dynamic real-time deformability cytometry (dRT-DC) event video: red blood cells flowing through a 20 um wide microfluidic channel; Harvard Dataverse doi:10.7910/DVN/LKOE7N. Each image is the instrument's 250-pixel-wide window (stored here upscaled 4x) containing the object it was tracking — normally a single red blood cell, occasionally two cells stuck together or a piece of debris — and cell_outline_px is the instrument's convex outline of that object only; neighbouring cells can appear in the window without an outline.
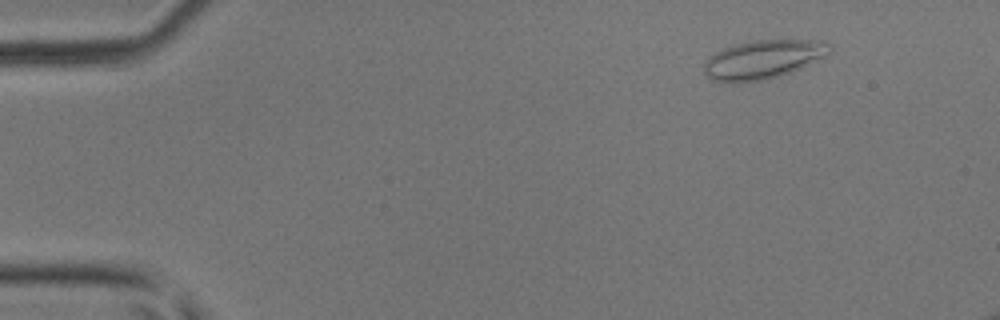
{"species": "common noctule bat (a hibernating species)", "species_latin": "Nyctalus noctula", "temperature_condition": "room temperature", "stored_images_in_passage": 47, "camera_frame_rate_fps": 3000, "um_per_image_px": 0.085, "animal": {"sex": "male", "body_mass_g": 17.9, "forearm_length_mm": 54.2}, "frame": {"image": 1, "passage_image": 6, "time_ms": 1.667, "image_size_px": [1000, 320], "cell_outline_px": [[832, 52], [824, 56], [780, 76], [764, 80], [732, 84], [712, 80], [704, 72], [704, 64], [708, 56], [720, 48], [752, 40], [820, 40], [832, 44]], "centroid_in_image_um": [64.81, 5.05], "position_along_channel_um": 20.2, "area_um2": 28.61}}
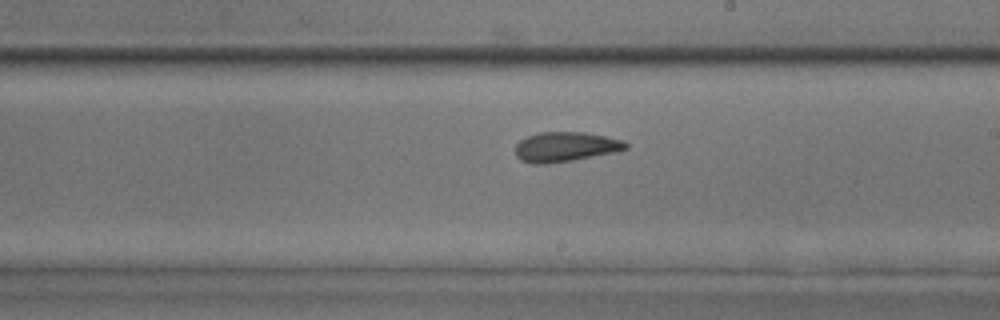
{"frame": {"image": 2, "passage_image": 28, "time_ms": 9.0, "image_size_px": [1000, 320], "cell_outline_px": [[628, 148], [616, 152], [572, 160], [548, 164], [532, 164], [520, 160], [516, 156], [516, 144], [520, 140], [528, 136], [540, 132], [584, 132], [624, 140], [628, 144]], "centroid_in_image_um": [48.06, 12.48], "position_along_channel_um": 240.9, "area_um2": 19.19}}
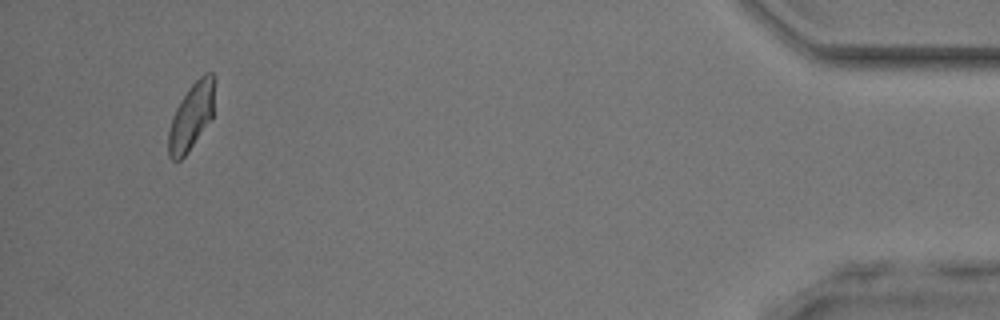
{"frame": {"image": 3, "passage_image": 45, "time_ms": 14.667, "image_size_px": [1000, 320], "cell_outline_px": [[216, 76], [212, 116], [188, 152], [180, 160], [172, 160], [168, 156], [168, 132], [176, 108], [180, 100], [188, 88], [204, 72], [212, 72]], "centroid_in_image_um": [16.28, 9.85], "position_along_channel_um": 418.9, "area_um2": 17.92}}